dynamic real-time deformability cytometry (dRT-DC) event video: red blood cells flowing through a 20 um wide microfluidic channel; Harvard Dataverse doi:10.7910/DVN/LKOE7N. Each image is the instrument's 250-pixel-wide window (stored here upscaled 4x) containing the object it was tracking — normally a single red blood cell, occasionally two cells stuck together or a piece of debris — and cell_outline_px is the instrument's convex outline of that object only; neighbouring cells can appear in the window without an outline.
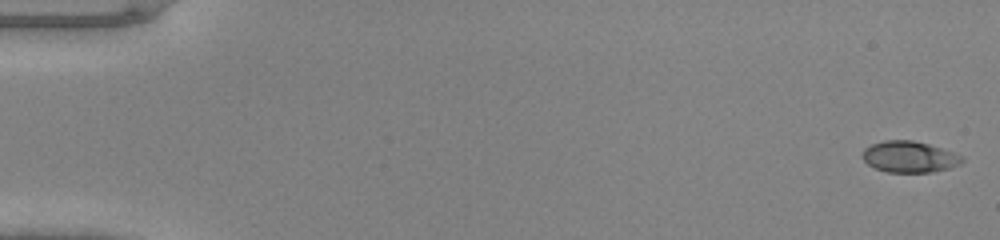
{"species": "common noctule bat (a hibernating species)", "species_latin": "Nyctalus noctula", "temperature_condition": "warm", "stored_images_in_passage": 49, "camera_frame_rate_fps": 3000, "um_per_image_px": 0.085, "animal": {"sex": "male", "body_mass_g": 20.0, "forearm_length_mm": 53.3}, "frame": {"image": 1, "passage_image": 1, "time_ms": 0.0, "image_size_px": [1000, 240], "cell_outline_px": [[964, 160], [960, 164], [948, 168], [932, 172], [888, 172], [876, 168], [868, 164], [860, 156], [864, 148], [872, 144], [884, 140], [912, 140], [928, 144], [964, 156]], "centroid_in_image_um": [77.28, 13.32], "position_along_channel_um": 7.7, "area_um2": 18.09}}
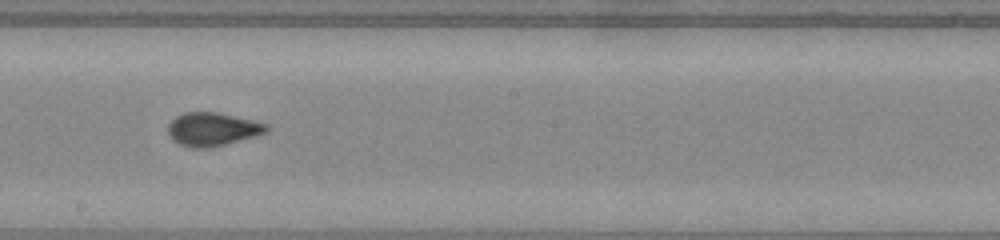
{"frame": {"image": 2, "passage_image": 28, "time_ms": 9.0, "image_size_px": [1000, 240], "cell_outline_px": [[268, 132], [256, 136], [208, 148], [192, 148], [180, 144], [172, 140], [168, 132], [168, 124], [176, 116], [184, 112], [216, 112], [252, 120], [268, 124]], "centroid_in_image_um": [18.05, 10.98], "position_along_channel_um": 230.2, "area_um2": 19.07}}
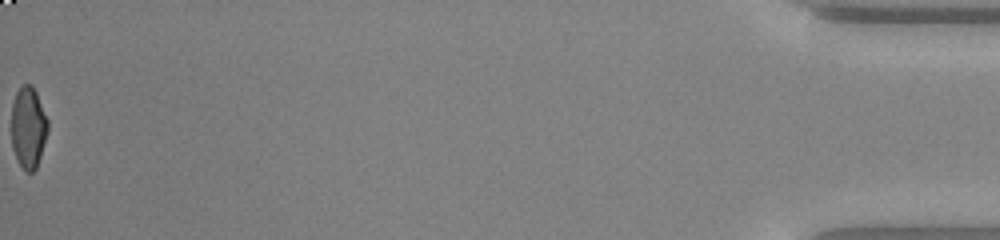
{"frame": {"image": 3, "passage_image": 49, "time_ms": 16.0, "image_size_px": [1000, 240], "cell_outline_px": [[48, 132], [36, 168], [32, 172], [24, 172], [12, 148], [12, 104], [16, 92], [20, 84], [32, 84], [36, 92], [48, 120]], "centroid_in_image_um": [2.41, 10.81], "position_along_channel_um": 432.8, "area_um2": 17.34}}